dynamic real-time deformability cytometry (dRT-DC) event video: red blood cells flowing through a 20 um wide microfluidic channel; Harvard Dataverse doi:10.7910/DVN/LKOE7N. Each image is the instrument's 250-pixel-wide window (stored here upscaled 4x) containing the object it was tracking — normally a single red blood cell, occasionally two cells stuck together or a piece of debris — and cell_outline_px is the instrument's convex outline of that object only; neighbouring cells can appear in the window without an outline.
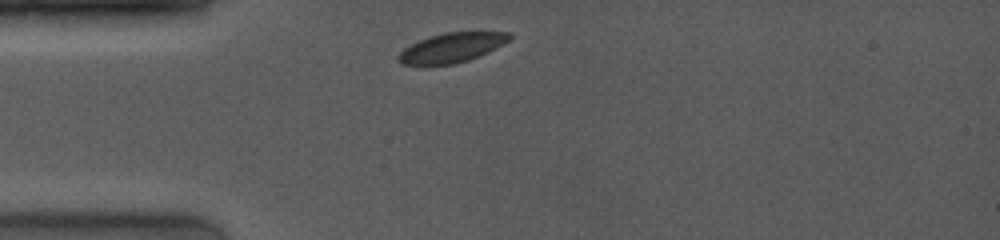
{"species": "common noctule bat (a hibernating species)", "species_latin": "Nyctalus noctula", "temperature_condition": "room temperature", "stored_images_in_passage": 26, "camera_frame_rate_fps": 4000, "um_per_image_px": 0.085, "animal": {"sex": "female", "body_mass_g": 19.0, "forearm_length_mm": 53.3}, "frame": {"image": 1, "passage_image": 1, "time_ms": 0.0, "image_size_px": [1000, 240], "cell_outline_px": [[512, 40], [488, 52], [468, 60], [452, 64], [420, 68], [400, 64], [396, 60], [396, 56], [404, 48], [420, 40], [444, 32], [512, 32]], "centroid_in_image_um": [38.34, 4.1], "position_along_channel_um": 46.7, "area_um2": 19.77}}
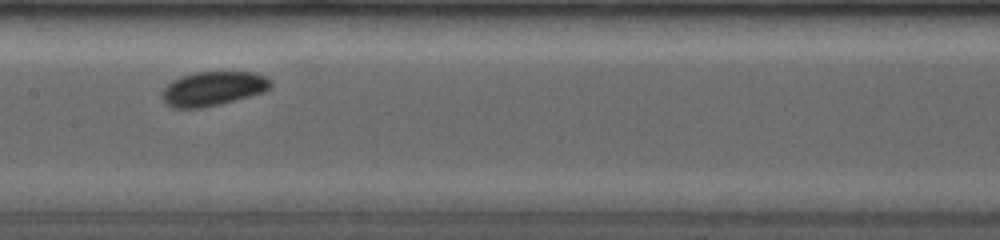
{"frame": {"image": 2, "passage_image": 9, "time_ms": 4.0, "image_size_px": [1000, 240], "cell_outline_px": [[272, 88], [264, 92], [220, 104], [200, 108], [172, 108], [164, 104], [164, 88], [172, 80], [180, 76], [196, 72], [252, 72], [264, 76], [272, 80]], "centroid_in_image_um": [18.13, 7.53], "position_along_channel_um": 189.3, "area_um2": 21.68}}
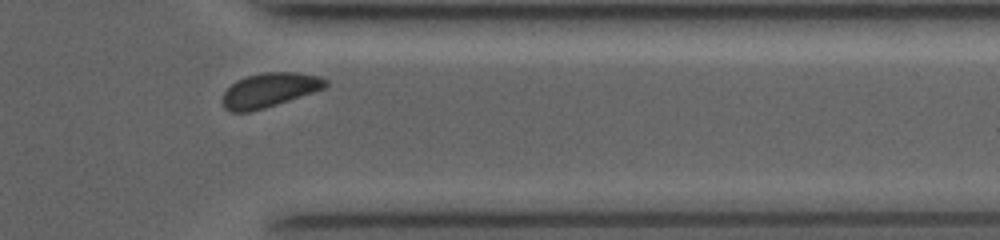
{"frame": {"image": 3, "passage_image": 21, "time_ms": 9.0, "image_size_px": [1000, 240], "cell_outline_px": [[328, 84], [324, 88], [264, 108], [248, 112], [232, 112], [224, 108], [224, 92], [236, 80], [248, 76], [264, 72], [296, 72], [320, 76], [328, 80]], "centroid_in_image_um": [22.92, 7.64], "position_along_channel_um": 388.5, "area_um2": 20.23}, "authors_computed_cell_mechanics": {"area_um2": 20.9814, "velocity_mm_per_s": 3.9745, "shape_relaxation_time_tau1_ms": 1.5933, "shape_relaxation_time_tau2_ms": null, "deformation_change_tau1": 0.039, "deformation_change_tau2": null}}